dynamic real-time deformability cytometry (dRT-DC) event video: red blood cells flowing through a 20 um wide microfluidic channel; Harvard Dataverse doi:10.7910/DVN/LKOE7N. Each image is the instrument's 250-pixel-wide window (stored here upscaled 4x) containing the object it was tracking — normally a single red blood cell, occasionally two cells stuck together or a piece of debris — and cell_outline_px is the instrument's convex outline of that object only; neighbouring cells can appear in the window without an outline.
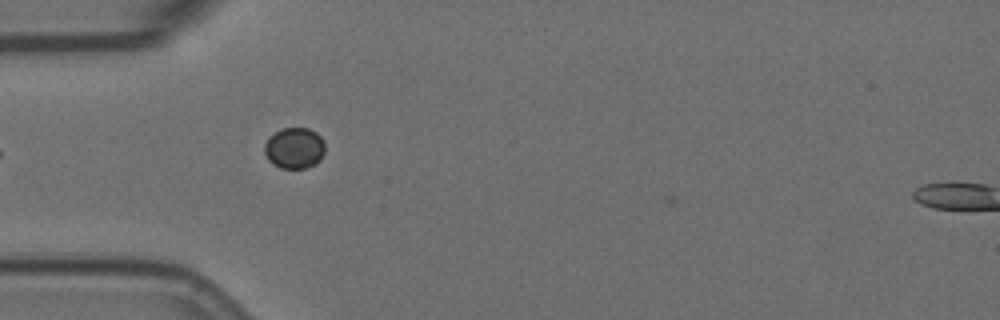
{"species": "Egyptian fruit bat (a non-hibernating species)", "species_latin": "Rousettus aegyptiacus", "temperature_condition": "room temperature", "stored_images_in_passage": 25, "camera_frame_rate_fps": 3000, "um_per_image_px": 0.085, "animal": {"sex": "female"}, "frame": {"image": 1, "passage_image": 1, "time_ms": 0.0, "image_size_px": [1000, 320], "cell_outline_px": [[324, 152], [320, 160], [316, 164], [304, 168], [280, 168], [272, 164], [268, 160], [264, 152], [264, 144], [276, 132], [284, 128], [308, 128], [316, 132], [324, 140]], "centroid_in_image_um": [25.04, 12.6], "position_along_channel_um": 60.0, "area_um2": 14.45}}